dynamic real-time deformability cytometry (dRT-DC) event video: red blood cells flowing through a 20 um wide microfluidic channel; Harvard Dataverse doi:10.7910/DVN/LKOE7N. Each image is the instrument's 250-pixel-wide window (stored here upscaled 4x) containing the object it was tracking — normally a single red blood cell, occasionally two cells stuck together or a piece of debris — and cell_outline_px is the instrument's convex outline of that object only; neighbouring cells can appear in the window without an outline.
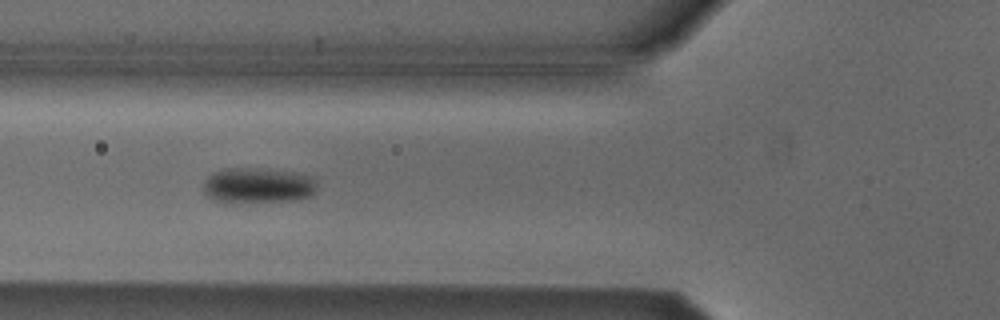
{"species": "Egyptian fruit bat (a non-hibernating species)", "species_latin": "Rousettus aegyptiacus", "temperature_condition": "cold", "stored_images_in_passage": 24, "camera_frame_rate_fps": 3000, "um_per_image_px": 0.085, "animal": {"sex": "male"}, "frame": {"image": 1, "passage_image": 9, "time_ms": 2.667, "image_size_px": [1000, 320], "cell_outline_px": [[316, 188], [308, 196], [300, 200], [236, 204], [224, 204], [212, 200], [204, 192], [204, 184], [208, 176], [216, 172], [232, 168], [244, 168], [288, 172], [308, 176], [316, 184]], "centroid_in_image_um": [21.84, 15.83], "position_along_channel_um": 104.0, "area_um2": 23.41}}
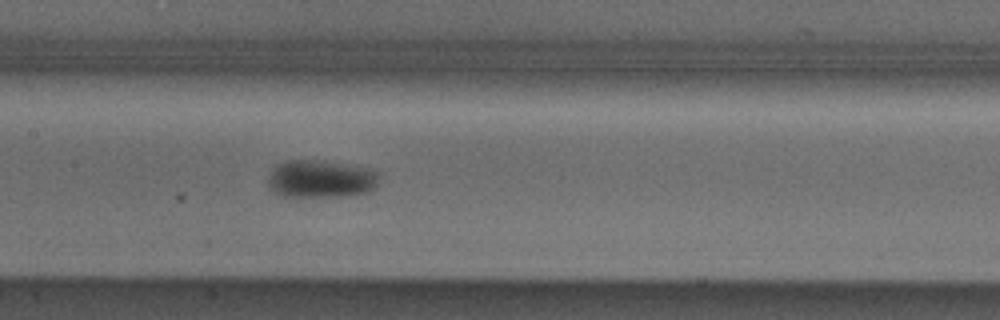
{"frame": {"image": 2, "passage_image": 15, "time_ms": 4.667, "image_size_px": [1000, 320], "cell_outline_px": [[376, 184], [368, 192], [340, 196], [284, 196], [276, 192], [268, 184], [268, 180], [272, 168], [276, 164], [288, 160], [312, 160], [368, 168], [376, 172]], "centroid_in_image_um": [27.2, 15.2], "position_along_channel_um": 180.2, "area_um2": 23.7}}
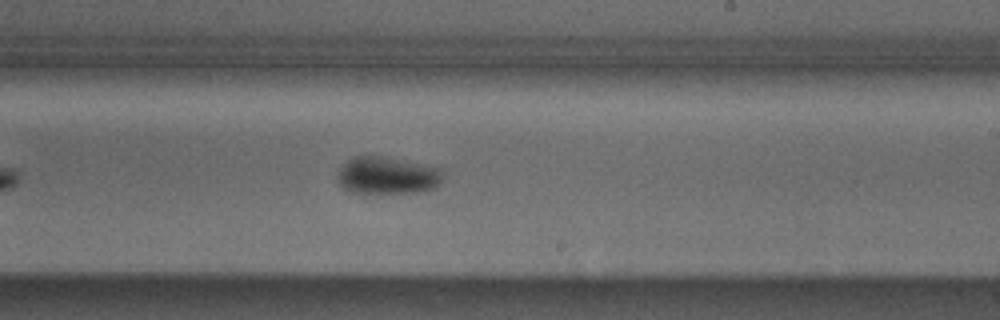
{"frame": {"image": 3, "passage_image": 21, "time_ms": 6.667, "image_size_px": [1000, 320], "cell_outline_px": [[444, 180], [436, 188], [416, 192], [352, 192], [344, 188], [336, 180], [336, 176], [340, 168], [348, 160], [356, 156], [380, 156], [444, 168]], "centroid_in_image_um": [32.98, 14.91], "position_along_channel_um": 256.0, "area_um2": 22.95}}